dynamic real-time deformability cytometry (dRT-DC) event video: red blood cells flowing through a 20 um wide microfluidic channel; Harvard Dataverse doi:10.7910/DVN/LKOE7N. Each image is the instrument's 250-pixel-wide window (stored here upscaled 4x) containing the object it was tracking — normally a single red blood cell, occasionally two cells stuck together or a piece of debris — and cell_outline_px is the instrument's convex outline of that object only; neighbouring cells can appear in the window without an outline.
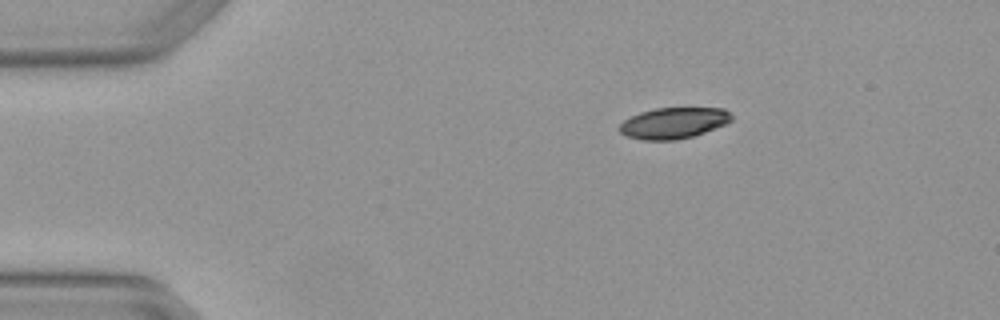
{"species": "Egyptian fruit bat (a non-hibernating species)", "species_latin": "Rousettus aegyptiacus", "temperature_condition": "warm", "stored_images_in_passage": 4, "camera_frame_rate_fps": 3000, "um_per_image_px": 0.085, "animal": {"sex": "female"}, "frame": {"image": 1, "passage_image": 1, "time_ms": 0.0, "image_size_px": [1000, 320], "cell_outline_px": [[732, 120], [724, 124], [704, 132], [692, 136], [676, 140], [640, 140], [624, 136], [616, 128], [624, 120], [640, 112], [656, 108], [724, 108], [732, 116]], "centroid_in_image_um": [57.19, 10.46], "position_along_channel_um": 27.8, "area_um2": 20.29}}
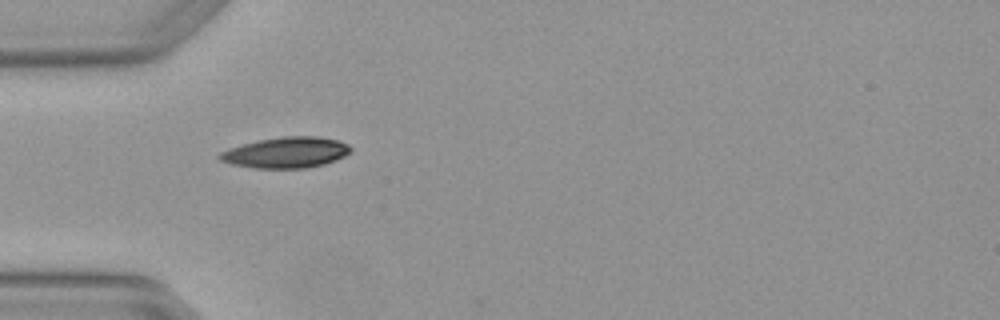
{"frame": {"image": 2, "passage_image": 3, "time_ms": 0.667, "image_size_px": [1000, 320], "cell_outline_px": [[352, 152], [336, 160], [324, 164], [308, 168], [252, 168], [232, 164], [220, 160], [216, 156], [220, 152], [228, 148], [260, 140], [284, 136], [316, 136], [340, 140], [348, 144], [352, 148]], "centroid_in_image_um": [24.34, 12.96], "position_along_channel_um": 60.7, "area_um2": 23.7}}
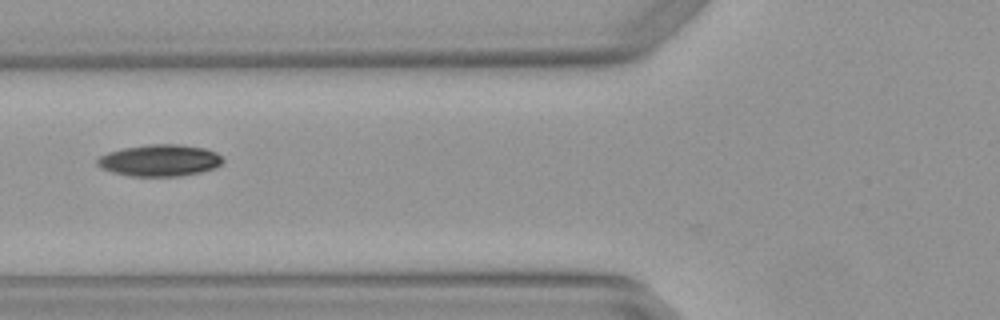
{"frame": {"image": 3, "passage_image": 4, "time_ms": 1.0, "image_size_px": [1000, 320], "cell_outline_px": [[224, 160], [216, 168], [200, 172], [180, 176], [128, 176], [112, 172], [100, 168], [96, 164], [96, 160], [100, 156], [108, 152], [124, 148], [148, 144], [180, 144], [204, 148], [216, 152]], "centroid_in_image_um": [13.56, 13.63], "position_along_channel_um": 112.2, "area_um2": 23.29}}